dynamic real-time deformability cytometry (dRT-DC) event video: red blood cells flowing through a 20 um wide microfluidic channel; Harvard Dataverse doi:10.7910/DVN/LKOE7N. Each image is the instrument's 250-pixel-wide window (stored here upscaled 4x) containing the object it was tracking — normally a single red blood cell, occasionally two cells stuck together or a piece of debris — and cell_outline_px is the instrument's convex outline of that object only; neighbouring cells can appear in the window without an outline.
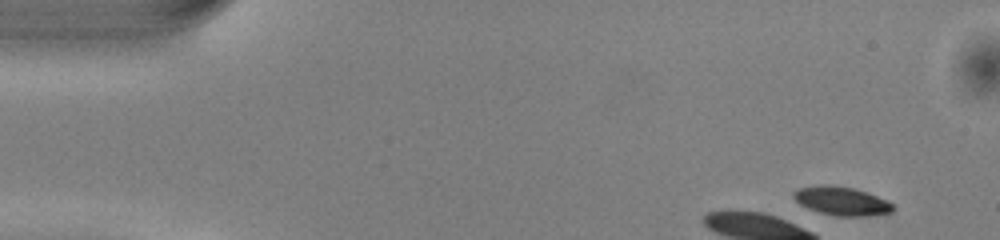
{"species": "common noctule bat (a hibernating species)", "species_latin": "Nyctalus noctula", "temperature_condition": "warm", "stored_images_in_passage": 6, "camera_frame_rate_fps": 3000, "um_per_image_px": 0.085, "animal": {"sex": "male", "body_mass_g": 13.0, "forearm_length_mm": 53.1}, "frame": {"image": 1, "passage_image": 1, "time_ms": 0.0, "image_size_px": [1000, 240], "cell_outline_px": [[892, 212], [864, 216], [832, 216], [808, 208], [800, 204], [792, 196], [800, 188], [820, 184], [824, 184], [852, 188], [876, 196], [892, 204]], "centroid_in_image_um": [71.5, 17.09], "position_along_channel_um": 13.5, "area_um2": 16.13}}